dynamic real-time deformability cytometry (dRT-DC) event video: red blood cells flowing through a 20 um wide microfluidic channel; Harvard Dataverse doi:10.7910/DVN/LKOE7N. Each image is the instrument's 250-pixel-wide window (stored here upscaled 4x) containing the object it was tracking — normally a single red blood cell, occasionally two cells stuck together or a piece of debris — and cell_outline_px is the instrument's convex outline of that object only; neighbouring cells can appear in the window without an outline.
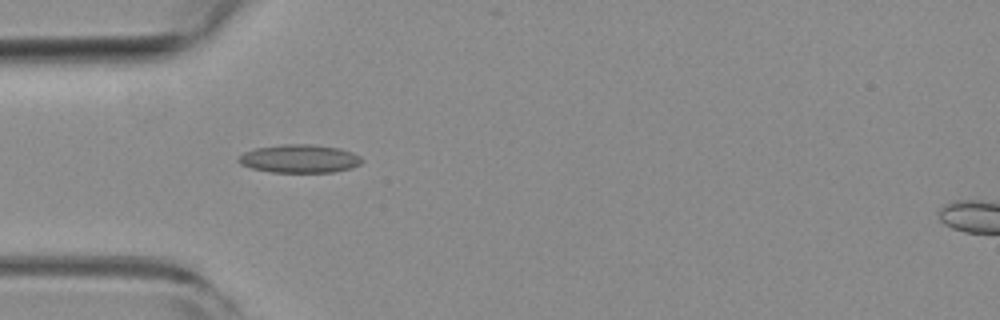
{"species": "common noctule bat (a hibernating species)", "species_latin": "Nyctalus noctula", "temperature_condition": "room temperature", "stored_images_in_passage": 38, "camera_frame_rate_fps": 3000, "um_per_image_px": 0.085, "animal": {"sex": "female", "body_mass_g": 19.3, "forearm_length_mm": 54.1}, "frame": {"image": 1, "passage_image": 1, "time_ms": 0.0, "image_size_px": [1000, 320], "cell_outline_px": [[364, 160], [360, 164], [352, 168], [332, 172], [272, 172], [252, 168], [240, 164], [236, 160], [244, 152], [256, 148], [284, 144], [312, 144], [340, 148], [352, 152], [360, 156]], "centroid_in_image_um": [25.48, 13.48], "position_along_channel_um": 59.5, "area_um2": 20.35}}
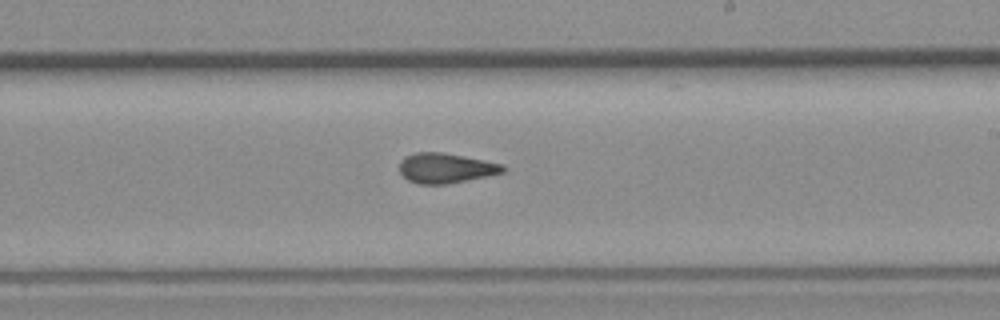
{"frame": {"image": 2, "passage_image": 16, "time_ms": 5.0, "image_size_px": [1000, 320], "cell_outline_px": [[504, 172], [488, 176], [448, 184], [416, 184], [408, 180], [400, 172], [400, 160], [404, 156], [416, 152], [440, 152], [500, 164], [504, 168]], "centroid_in_image_um": [37.81, 14.3], "position_along_channel_um": 251.2, "area_um2": 17.8}}
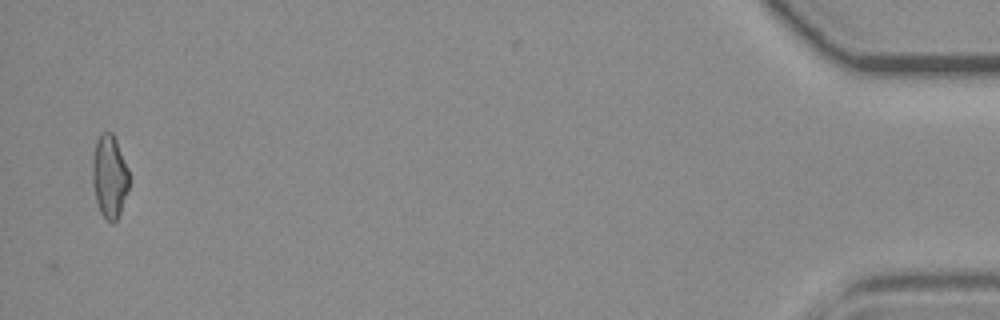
{"frame": {"image": 3, "passage_image": 37, "time_ms": 12.0, "image_size_px": [1000, 320], "cell_outline_px": [[128, 188], [120, 212], [116, 220], [112, 224], [100, 212], [96, 200], [92, 184], [92, 160], [96, 140], [100, 132], [112, 132], [116, 140], [128, 168]], "centroid_in_image_um": [9.28, 14.97], "position_along_channel_um": 425.9, "area_um2": 17.63}, "authors_computed_cell_mechanics": {"area_um2": 17.918, "velocity_mm_per_s": 3.8677, "shape_relaxation_time_tau1_ms": 5.2238, "shape_relaxation_time_tau2_ms": 1.7949, "deformation_change_tau1": 0.1522, "deformation_change_tau2": 0.0996}}